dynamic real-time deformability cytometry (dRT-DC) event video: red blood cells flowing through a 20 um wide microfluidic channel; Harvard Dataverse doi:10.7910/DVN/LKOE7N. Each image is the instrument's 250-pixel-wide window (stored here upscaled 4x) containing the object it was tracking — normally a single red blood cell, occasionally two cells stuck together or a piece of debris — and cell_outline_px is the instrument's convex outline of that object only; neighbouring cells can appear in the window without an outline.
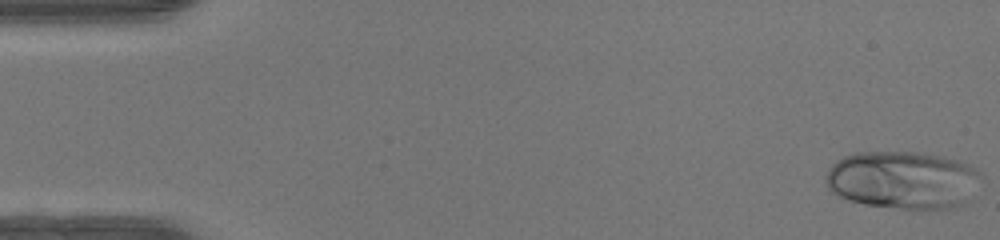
{"species": "human", "species_latin": "Homo sapiens", "temperature_condition": "warm", "stored_images_in_passage": 48, "camera_frame_rate_fps": 3000, "um_per_image_px": 0.085, "donor": {"sex": "female"}, "frame": {"image": 1, "passage_image": 1, "time_ms": 0.0, "image_size_px": [1000, 240], "cell_outline_px": [[980, 176], [964, 200], [960, 204], [948, 208], [904, 208], [864, 204], [848, 200], [832, 192], [828, 188], [824, 180], [828, 168], [836, 160], [844, 156], [856, 152], [916, 152], [944, 156], [968, 164], [976, 168], [980, 172]], "centroid_in_image_um": [76.64, 15.26], "position_along_channel_um": 8.4, "area_um2": 51.62}}
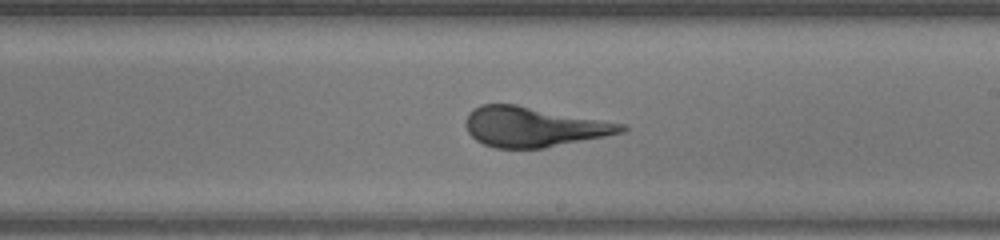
{"frame": {"image": 2, "passage_image": 28, "time_ms": 9.0, "image_size_px": [1000, 240], "cell_outline_px": [[628, 128], [624, 132], [544, 148], [496, 148], [484, 144], [476, 140], [468, 132], [464, 124], [464, 120], [468, 112], [472, 108], [480, 104], [516, 104], [628, 124]], "centroid_in_image_um": [45.34, 10.76], "position_along_channel_um": 243.7, "area_um2": 36.47}}
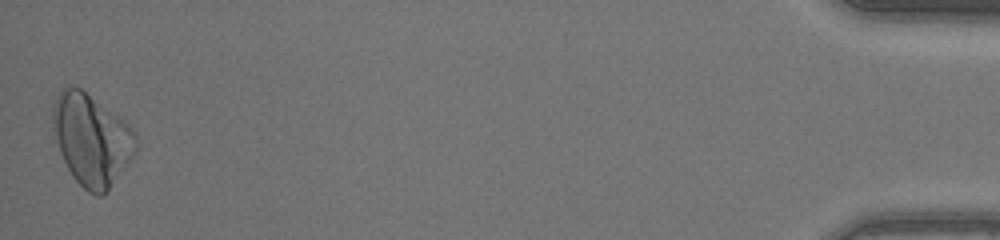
{"frame": {"image": 3, "passage_image": 48, "time_ms": 15.667, "image_size_px": [1000, 240], "cell_outline_px": [[136, 148], [108, 192], [104, 196], [96, 196], [88, 192], [72, 176], [60, 152], [56, 136], [52, 116], [52, 108], [56, 96], [60, 88], [68, 84], [80, 88], [128, 124], [132, 128], [136, 136]], "centroid_in_image_um": [7.75, 11.86], "position_along_channel_um": 427.4, "area_um2": 43.58}, "authors_computed_cell_mechanics": {"area_um2": 38.2347, "velocity_mm_per_s": 4.2485, "shape_relaxation_time_tau1_ms": 4.5792, "shape_relaxation_time_tau2_ms": null, "deformation_change_tau1": 0.1972, "deformation_change_tau2": null}}